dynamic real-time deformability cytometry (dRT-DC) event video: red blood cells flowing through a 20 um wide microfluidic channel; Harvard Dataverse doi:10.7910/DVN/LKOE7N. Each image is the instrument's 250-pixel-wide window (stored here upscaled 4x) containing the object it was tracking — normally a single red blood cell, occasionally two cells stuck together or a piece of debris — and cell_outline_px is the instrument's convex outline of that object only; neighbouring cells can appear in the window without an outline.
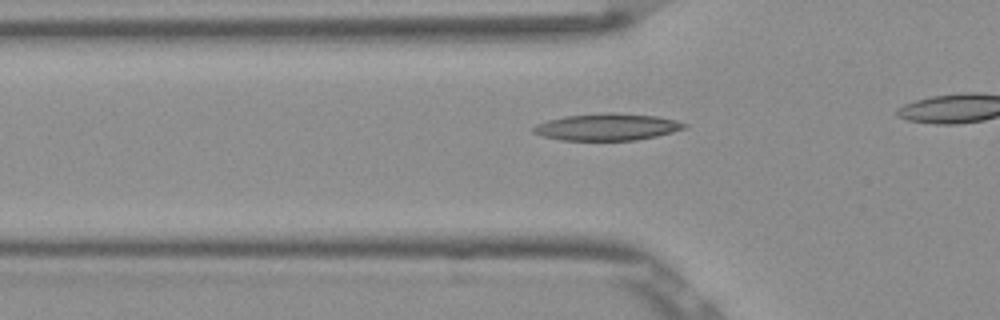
{"species": "Egyptian fruit bat (a non-hibernating species)", "species_latin": "Rousettus aegyptiacus", "temperature_condition": "room temperature", "stored_images_in_passage": 16, "camera_frame_rate_fps": 3000, "um_per_image_px": 0.085, "frame": {"image": 1, "passage_image": 10, "time_ms": 3.0, "image_size_px": [1000, 320], "cell_outline_px": [[688, 124], [684, 128], [672, 132], [656, 136], [636, 140], [560, 140], [544, 136], [532, 132], [532, 128], [536, 124], [548, 120], [564, 116], [608, 112], [656, 116], [676, 120]], "centroid_in_image_um": [51.59, 10.79], "position_along_channel_um": 74.2, "area_um2": 23.52}}
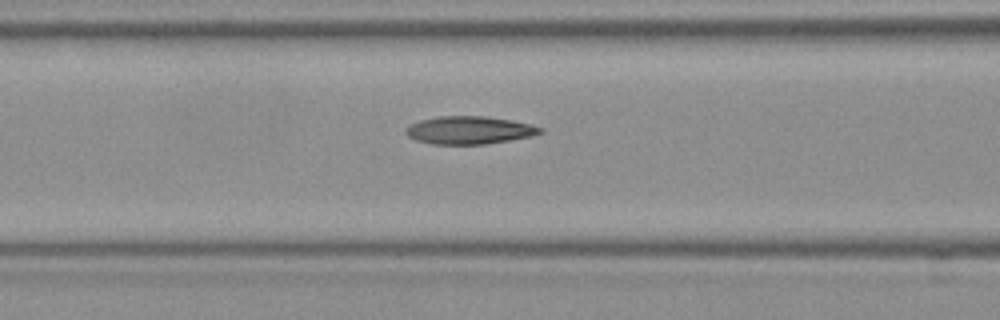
{"frame": {"image": 2, "passage_image": 14, "time_ms": 4.333, "image_size_px": [1000, 320], "cell_outline_px": [[544, 132], [532, 136], [484, 144], [432, 144], [416, 140], [408, 136], [404, 132], [404, 128], [420, 120], [436, 116], [488, 116], [512, 120], [532, 124], [544, 128]], "centroid_in_image_um": [39.9, 11.05], "position_along_channel_um": 126.7, "area_um2": 21.96}}